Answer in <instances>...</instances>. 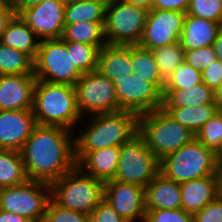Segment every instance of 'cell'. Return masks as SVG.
<instances>
[{
  "label": "cell",
  "mask_w": 222,
  "mask_h": 222,
  "mask_svg": "<svg viewBox=\"0 0 222 222\" xmlns=\"http://www.w3.org/2000/svg\"><path fill=\"white\" fill-rule=\"evenodd\" d=\"M73 131L37 125L21 152L29 180L51 183L76 166Z\"/></svg>",
  "instance_id": "obj_1"
},
{
  "label": "cell",
  "mask_w": 222,
  "mask_h": 222,
  "mask_svg": "<svg viewBox=\"0 0 222 222\" xmlns=\"http://www.w3.org/2000/svg\"><path fill=\"white\" fill-rule=\"evenodd\" d=\"M82 119L84 131L74 136L76 163L89 151L121 146L138 133V115L121 110ZM88 123H84V121Z\"/></svg>",
  "instance_id": "obj_2"
},
{
  "label": "cell",
  "mask_w": 222,
  "mask_h": 222,
  "mask_svg": "<svg viewBox=\"0 0 222 222\" xmlns=\"http://www.w3.org/2000/svg\"><path fill=\"white\" fill-rule=\"evenodd\" d=\"M32 110L37 125L59 126L70 131H76L83 118L77 107L75 87L63 83L37 80Z\"/></svg>",
  "instance_id": "obj_3"
},
{
  "label": "cell",
  "mask_w": 222,
  "mask_h": 222,
  "mask_svg": "<svg viewBox=\"0 0 222 222\" xmlns=\"http://www.w3.org/2000/svg\"><path fill=\"white\" fill-rule=\"evenodd\" d=\"M138 133L159 160L195 138L163 108L138 115Z\"/></svg>",
  "instance_id": "obj_4"
},
{
  "label": "cell",
  "mask_w": 222,
  "mask_h": 222,
  "mask_svg": "<svg viewBox=\"0 0 222 222\" xmlns=\"http://www.w3.org/2000/svg\"><path fill=\"white\" fill-rule=\"evenodd\" d=\"M218 154L194 138L160 160V173L179 184L217 175Z\"/></svg>",
  "instance_id": "obj_5"
},
{
  "label": "cell",
  "mask_w": 222,
  "mask_h": 222,
  "mask_svg": "<svg viewBox=\"0 0 222 222\" xmlns=\"http://www.w3.org/2000/svg\"><path fill=\"white\" fill-rule=\"evenodd\" d=\"M51 200L58 206L89 215L104 198V182L78 166L50 183Z\"/></svg>",
  "instance_id": "obj_6"
},
{
  "label": "cell",
  "mask_w": 222,
  "mask_h": 222,
  "mask_svg": "<svg viewBox=\"0 0 222 222\" xmlns=\"http://www.w3.org/2000/svg\"><path fill=\"white\" fill-rule=\"evenodd\" d=\"M148 8L113 0L106 6L104 34L109 45H138Z\"/></svg>",
  "instance_id": "obj_7"
},
{
  "label": "cell",
  "mask_w": 222,
  "mask_h": 222,
  "mask_svg": "<svg viewBox=\"0 0 222 222\" xmlns=\"http://www.w3.org/2000/svg\"><path fill=\"white\" fill-rule=\"evenodd\" d=\"M159 167L160 160L137 133L120 146V157L113 180L145 188L160 172Z\"/></svg>",
  "instance_id": "obj_8"
},
{
  "label": "cell",
  "mask_w": 222,
  "mask_h": 222,
  "mask_svg": "<svg viewBox=\"0 0 222 222\" xmlns=\"http://www.w3.org/2000/svg\"><path fill=\"white\" fill-rule=\"evenodd\" d=\"M37 80L75 85L82 74L72 62L71 51L62 39L41 40L34 60Z\"/></svg>",
  "instance_id": "obj_9"
},
{
  "label": "cell",
  "mask_w": 222,
  "mask_h": 222,
  "mask_svg": "<svg viewBox=\"0 0 222 222\" xmlns=\"http://www.w3.org/2000/svg\"><path fill=\"white\" fill-rule=\"evenodd\" d=\"M51 200L49 183L28 180L18 186L0 188V209L37 222L45 217Z\"/></svg>",
  "instance_id": "obj_10"
},
{
  "label": "cell",
  "mask_w": 222,
  "mask_h": 222,
  "mask_svg": "<svg viewBox=\"0 0 222 222\" xmlns=\"http://www.w3.org/2000/svg\"><path fill=\"white\" fill-rule=\"evenodd\" d=\"M77 107L84 116L121 111L114 83L97 69L82 74L74 85Z\"/></svg>",
  "instance_id": "obj_11"
},
{
  "label": "cell",
  "mask_w": 222,
  "mask_h": 222,
  "mask_svg": "<svg viewBox=\"0 0 222 222\" xmlns=\"http://www.w3.org/2000/svg\"><path fill=\"white\" fill-rule=\"evenodd\" d=\"M119 107L137 115L162 108V92L135 74L125 75L114 83Z\"/></svg>",
  "instance_id": "obj_12"
},
{
  "label": "cell",
  "mask_w": 222,
  "mask_h": 222,
  "mask_svg": "<svg viewBox=\"0 0 222 222\" xmlns=\"http://www.w3.org/2000/svg\"><path fill=\"white\" fill-rule=\"evenodd\" d=\"M186 13L149 9L139 46L152 50L179 42Z\"/></svg>",
  "instance_id": "obj_13"
},
{
  "label": "cell",
  "mask_w": 222,
  "mask_h": 222,
  "mask_svg": "<svg viewBox=\"0 0 222 222\" xmlns=\"http://www.w3.org/2000/svg\"><path fill=\"white\" fill-rule=\"evenodd\" d=\"M66 0H45L21 10L18 15L41 40L61 39Z\"/></svg>",
  "instance_id": "obj_14"
},
{
  "label": "cell",
  "mask_w": 222,
  "mask_h": 222,
  "mask_svg": "<svg viewBox=\"0 0 222 222\" xmlns=\"http://www.w3.org/2000/svg\"><path fill=\"white\" fill-rule=\"evenodd\" d=\"M128 222H144L145 188L117 180L104 183V198Z\"/></svg>",
  "instance_id": "obj_15"
},
{
  "label": "cell",
  "mask_w": 222,
  "mask_h": 222,
  "mask_svg": "<svg viewBox=\"0 0 222 222\" xmlns=\"http://www.w3.org/2000/svg\"><path fill=\"white\" fill-rule=\"evenodd\" d=\"M37 126L33 110H0V149L21 151Z\"/></svg>",
  "instance_id": "obj_16"
},
{
  "label": "cell",
  "mask_w": 222,
  "mask_h": 222,
  "mask_svg": "<svg viewBox=\"0 0 222 222\" xmlns=\"http://www.w3.org/2000/svg\"><path fill=\"white\" fill-rule=\"evenodd\" d=\"M34 74L0 75V110H30L33 108Z\"/></svg>",
  "instance_id": "obj_17"
},
{
  "label": "cell",
  "mask_w": 222,
  "mask_h": 222,
  "mask_svg": "<svg viewBox=\"0 0 222 222\" xmlns=\"http://www.w3.org/2000/svg\"><path fill=\"white\" fill-rule=\"evenodd\" d=\"M181 209L194 214L219 196L218 176L210 175L180 184Z\"/></svg>",
  "instance_id": "obj_18"
},
{
  "label": "cell",
  "mask_w": 222,
  "mask_h": 222,
  "mask_svg": "<svg viewBox=\"0 0 222 222\" xmlns=\"http://www.w3.org/2000/svg\"><path fill=\"white\" fill-rule=\"evenodd\" d=\"M181 209L180 184L160 172L145 187V211Z\"/></svg>",
  "instance_id": "obj_19"
},
{
  "label": "cell",
  "mask_w": 222,
  "mask_h": 222,
  "mask_svg": "<svg viewBox=\"0 0 222 222\" xmlns=\"http://www.w3.org/2000/svg\"><path fill=\"white\" fill-rule=\"evenodd\" d=\"M120 157V146L105 147L87 152L77 163L85 174L104 183L113 180Z\"/></svg>",
  "instance_id": "obj_20"
},
{
  "label": "cell",
  "mask_w": 222,
  "mask_h": 222,
  "mask_svg": "<svg viewBox=\"0 0 222 222\" xmlns=\"http://www.w3.org/2000/svg\"><path fill=\"white\" fill-rule=\"evenodd\" d=\"M221 28L220 23L186 13L180 37L181 46L185 51L212 46Z\"/></svg>",
  "instance_id": "obj_21"
},
{
  "label": "cell",
  "mask_w": 222,
  "mask_h": 222,
  "mask_svg": "<svg viewBox=\"0 0 222 222\" xmlns=\"http://www.w3.org/2000/svg\"><path fill=\"white\" fill-rule=\"evenodd\" d=\"M97 70L113 83L125 75L133 74L131 45L103 46L98 53Z\"/></svg>",
  "instance_id": "obj_22"
},
{
  "label": "cell",
  "mask_w": 222,
  "mask_h": 222,
  "mask_svg": "<svg viewBox=\"0 0 222 222\" xmlns=\"http://www.w3.org/2000/svg\"><path fill=\"white\" fill-rule=\"evenodd\" d=\"M0 42L24 52L35 60L40 40L29 26L16 14L3 32Z\"/></svg>",
  "instance_id": "obj_23"
},
{
  "label": "cell",
  "mask_w": 222,
  "mask_h": 222,
  "mask_svg": "<svg viewBox=\"0 0 222 222\" xmlns=\"http://www.w3.org/2000/svg\"><path fill=\"white\" fill-rule=\"evenodd\" d=\"M162 107H197L205 104H217L212 88L203 82L186 89L163 90Z\"/></svg>",
  "instance_id": "obj_24"
},
{
  "label": "cell",
  "mask_w": 222,
  "mask_h": 222,
  "mask_svg": "<svg viewBox=\"0 0 222 222\" xmlns=\"http://www.w3.org/2000/svg\"><path fill=\"white\" fill-rule=\"evenodd\" d=\"M106 6L101 0H66L65 24L105 22Z\"/></svg>",
  "instance_id": "obj_25"
},
{
  "label": "cell",
  "mask_w": 222,
  "mask_h": 222,
  "mask_svg": "<svg viewBox=\"0 0 222 222\" xmlns=\"http://www.w3.org/2000/svg\"><path fill=\"white\" fill-rule=\"evenodd\" d=\"M175 121L195 135L201 127L220 110L218 104L197 107H162Z\"/></svg>",
  "instance_id": "obj_26"
},
{
  "label": "cell",
  "mask_w": 222,
  "mask_h": 222,
  "mask_svg": "<svg viewBox=\"0 0 222 222\" xmlns=\"http://www.w3.org/2000/svg\"><path fill=\"white\" fill-rule=\"evenodd\" d=\"M105 22H80L65 24L61 39L66 42H78L92 46L107 44L104 34Z\"/></svg>",
  "instance_id": "obj_27"
},
{
  "label": "cell",
  "mask_w": 222,
  "mask_h": 222,
  "mask_svg": "<svg viewBox=\"0 0 222 222\" xmlns=\"http://www.w3.org/2000/svg\"><path fill=\"white\" fill-rule=\"evenodd\" d=\"M131 61L133 74L153 83L163 92L165 81L160 75L158 64L155 62L151 50L139 45H131Z\"/></svg>",
  "instance_id": "obj_28"
},
{
  "label": "cell",
  "mask_w": 222,
  "mask_h": 222,
  "mask_svg": "<svg viewBox=\"0 0 222 222\" xmlns=\"http://www.w3.org/2000/svg\"><path fill=\"white\" fill-rule=\"evenodd\" d=\"M20 151L0 149V188L28 181Z\"/></svg>",
  "instance_id": "obj_29"
},
{
  "label": "cell",
  "mask_w": 222,
  "mask_h": 222,
  "mask_svg": "<svg viewBox=\"0 0 222 222\" xmlns=\"http://www.w3.org/2000/svg\"><path fill=\"white\" fill-rule=\"evenodd\" d=\"M34 74V60L0 42V75Z\"/></svg>",
  "instance_id": "obj_30"
},
{
  "label": "cell",
  "mask_w": 222,
  "mask_h": 222,
  "mask_svg": "<svg viewBox=\"0 0 222 222\" xmlns=\"http://www.w3.org/2000/svg\"><path fill=\"white\" fill-rule=\"evenodd\" d=\"M155 62L158 64L162 79L166 82L174 70L184 62L185 50L180 41L171 45L157 47L151 50Z\"/></svg>",
  "instance_id": "obj_31"
},
{
  "label": "cell",
  "mask_w": 222,
  "mask_h": 222,
  "mask_svg": "<svg viewBox=\"0 0 222 222\" xmlns=\"http://www.w3.org/2000/svg\"><path fill=\"white\" fill-rule=\"evenodd\" d=\"M71 51L72 62L81 74L97 69L98 53L103 46H92L78 42H66Z\"/></svg>",
  "instance_id": "obj_32"
},
{
  "label": "cell",
  "mask_w": 222,
  "mask_h": 222,
  "mask_svg": "<svg viewBox=\"0 0 222 222\" xmlns=\"http://www.w3.org/2000/svg\"><path fill=\"white\" fill-rule=\"evenodd\" d=\"M195 138L216 154L222 150V109L201 127Z\"/></svg>",
  "instance_id": "obj_33"
},
{
  "label": "cell",
  "mask_w": 222,
  "mask_h": 222,
  "mask_svg": "<svg viewBox=\"0 0 222 222\" xmlns=\"http://www.w3.org/2000/svg\"><path fill=\"white\" fill-rule=\"evenodd\" d=\"M202 83V72L182 62L165 82L164 90H180Z\"/></svg>",
  "instance_id": "obj_34"
},
{
  "label": "cell",
  "mask_w": 222,
  "mask_h": 222,
  "mask_svg": "<svg viewBox=\"0 0 222 222\" xmlns=\"http://www.w3.org/2000/svg\"><path fill=\"white\" fill-rule=\"evenodd\" d=\"M186 13L222 25V0H190Z\"/></svg>",
  "instance_id": "obj_35"
},
{
  "label": "cell",
  "mask_w": 222,
  "mask_h": 222,
  "mask_svg": "<svg viewBox=\"0 0 222 222\" xmlns=\"http://www.w3.org/2000/svg\"><path fill=\"white\" fill-rule=\"evenodd\" d=\"M45 218L50 222H90L89 215L79 211L62 208L52 200L49 201Z\"/></svg>",
  "instance_id": "obj_36"
},
{
  "label": "cell",
  "mask_w": 222,
  "mask_h": 222,
  "mask_svg": "<svg viewBox=\"0 0 222 222\" xmlns=\"http://www.w3.org/2000/svg\"><path fill=\"white\" fill-rule=\"evenodd\" d=\"M215 60H217V55L214 52L213 46L185 51L184 61L201 72L209 67Z\"/></svg>",
  "instance_id": "obj_37"
},
{
  "label": "cell",
  "mask_w": 222,
  "mask_h": 222,
  "mask_svg": "<svg viewBox=\"0 0 222 222\" xmlns=\"http://www.w3.org/2000/svg\"><path fill=\"white\" fill-rule=\"evenodd\" d=\"M144 222H193V214L182 209L147 210Z\"/></svg>",
  "instance_id": "obj_38"
},
{
  "label": "cell",
  "mask_w": 222,
  "mask_h": 222,
  "mask_svg": "<svg viewBox=\"0 0 222 222\" xmlns=\"http://www.w3.org/2000/svg\"><path fill=\"white\" fill-rule=\"evenodd\" d=\"M193 222H222V198L218 196L214 201L195 212Z\"/></svg>",
  "instance_id": "obj_39"
},
{
  "label": "cell",
  "mask_w": 222,
  "mask_h": 222,
  "mask_svg": "<svg viewBox=\"0 0 222 222\" xmlns=\"http://www.w3.org/2000/svg\"><path fill=\"white\" fill-rule=\"evenodd\" d=\"M90 222H128L103 199L89 214Z\"/></svg>",
  "instance_id": "obj_40"
},
{
  "label": "cell",
  "mask_w": 222,
  "mask_h": 222,
  "mask_svg": "<svg viewBox=\"0 0 222 222\" xmlns=\"http://www.w3.org/2000/svg\"><path fill=\"white\" fill-rule=\"evenodd\" d=\"M202 82L214 91L222 83V63L218 59L202 72Z\"/></svg>",
  "instance_id": "obj_41"
},
{
  "label": "cell",
  "mask_w": 222,
  "mask_h": 222,
  "mask_svg": "<svg viewBox=\"0 0 222 222\" xmlns=\"http://www.w3.org/2000/svg\"><path fill=\"white\" fill-rule=\"evenodd\" d=\"M190 0H153L150 9L178 11L186 13Z\"/></svg>",
  "instance_id": "obj_42"
},
{
  "label": "cell",
  "mask_w": 222,
  "mask_h": 222,
  "mask_svg": "<svg viewBox=\"0 0 222 222\" xmlns=\"http://www.w3.org/2000/svg\"><path fill=\"white\" fill-rule=\"evenodd\" d=\"M16 15L11 0H0V39L9 22Z\"/></svg>",
  "instance_id": "obj_43"
},
{
  "label": "cell",
  "mask_w": 222,
  "mask_h": 222,
  "mask_svg": "<svg viewBox=\"0 0 222 222\" xmlns=\"http://www.w3.org/2000/svg\"><path fill=\"white\" fill-rule=\"evenodd\" d=\"M16 14L21 10L37 5L45 0H11Z\"/></svg>",
  "instance_id": "obj_44"
},
{
  "label": "cell",
  "mask_w": 222,
  "mask_h": 222,
  "mask_svg": "<svg viewBox=\"0 0 222 222\" xmlns=\"http://www.w3.org/2000/svg\"><path fill=\"white\" fill-rule=\"evenodd\" d=\"M0 222H30L25 217L0 209Z\"/></svg>",
  "instance_id": "obj_45"
},
{
  "label": "cell",
  "mask_w": 222,
  "mask_h": 222,
  "mask_svg": "<svg viewBox=\"0 0 222 222\" xmlns=\"http://www.w3.org/2000/svg\"><path fill=\"white\" fill-rule=\"evenodd\" d=\"M212 46L217 55V59L222 63V28L219 30L216 40Z\"/></svg>",
  "instance_id": "obj_46"
},
{
  "label": "cell",
  "mask_w": 222,
  "mask_h": 222,
  "mask_svg": "<svg viewBox=\"0 0 222 222\" xmlns=\"http://www.w3.org/2000/svg\"><path fill=\"white\" fill-rule=\"evenodd\" d=\"M121 1L150 9L153 0H121Z\"/></svg>",
  "instance_id": "obj_47"
},
{
  "label": "cell",
  "mask_w": 222,
  "mask_h": 222,
  "mask_svg": "<svg viewBox=\"0 0 222 222\" xmlns=\"http://www.w3.org/2000/svg\"><path fill=\"white\" fill-rule=\"evenodd\" d=\"M215 93V102L218 104L220 109H222V83L214 91Z\"/></svg>",
  "instance_id": "obj_48"
},
{
  "label": "cell",
  "mask_w": 222,
  "mask_h": 222,
  "mask_svg": "<svg viewBox=\"0 0 222 222\" xmlns=\"http://www.w3.org/2000/svg\"><path fill=\"white\" fill-rule=\"evenodd\" d=\"M217 176H218L219 197L222 198V165H218Z\"/></svg>",
  "instance_id": "obj_49"
},
{
  "label": "cell",
  "mask_w": 222,
  "mask_h": 222,
  "mask_svg": "<svg viewBox=\"0 0 222 222\" xmlns=\"http://www.w3.org/2000/svg\"><path fill=\"white\" fill-rule=\"evenodd\" d=\"M218 165H222V150L218 153Z\"/></svg>",
  "instance_id": "obj_50"
},
{
  "label": "cell",
  "mask_w": 222,
  "mask_h": 222,
  "mask_svg": "<svg viewBox=\"0 0 222 222\" xmlns=\"http://www.w3.org/2000/svg\"><path fill=\"white\" fill-rule=\"evenodd\" d=\"M37 222H50L49 220H47L45 217L40 218Z\"/></svg>",
  "instance_id": "obj_51"
},
{
  "label": "cell",
  "mask_w": 222,
  "mask_h": 222,
  "mask_svg": "<svg viewBox=\"0 0 222 222\" xmlns=\"http://www.w3.org/2000/svg\"><path fill=\"white\" fill-rule=\"evenodd\" d=\"M101 1H104L105 3L109 4L113 0H101Z\"/></svg>",
  "instance_id": "obj_52"
}]
</instances>
